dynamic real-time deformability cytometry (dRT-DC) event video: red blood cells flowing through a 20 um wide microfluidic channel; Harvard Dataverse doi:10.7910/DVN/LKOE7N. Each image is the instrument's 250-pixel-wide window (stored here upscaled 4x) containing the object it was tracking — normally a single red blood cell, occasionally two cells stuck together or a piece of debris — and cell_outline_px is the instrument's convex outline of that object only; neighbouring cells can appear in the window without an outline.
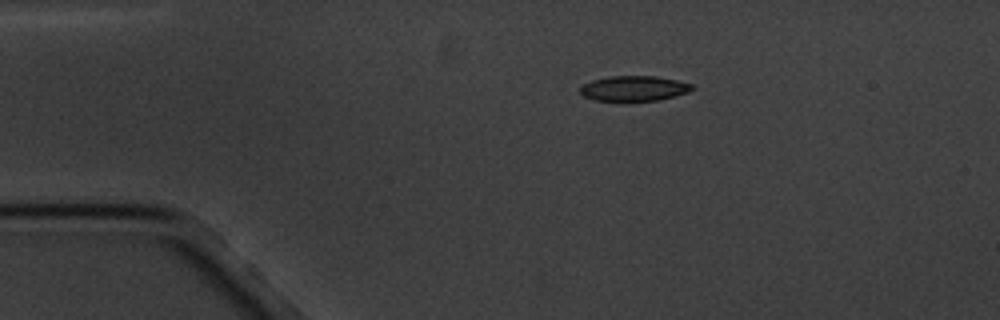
{"species": "common noctule bat (a hibernating species)", "species_latin": "Nyctalus noctula", "temperature_condition": "cold", "stored_images_in_passage": 3, "camera_frame_rate_fps": 3000, "um_per_image_px": 0.085, "animal": {"sex": "male", "body_mass_g": 20.1, "forearm_length_mm": 53.5}, "frame": {"image": 1, "passage_image": 1, "time_ms": 0.0, "image_size_px": [1000, 320], "cell_outline_px": [[692, 88], [688, 92], [676, 96], [656, 100], [596, 100], [584, 96], [580, 92], [580, 88], [584, 84], [592, 80], [608, 76], [656, 76], [676, 80], [692, 84]], "centroid_in_image_um": [53.88, 7.5], "position_along_channel_um": 31.1, "area_um2": 16.13}}
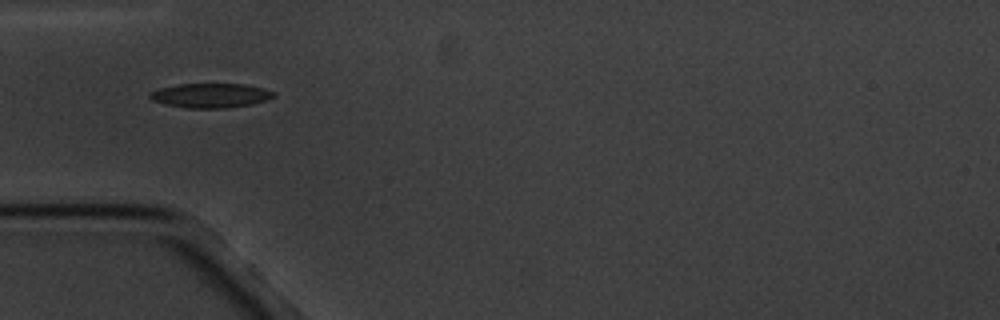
{"frame": {"image": 2, "passage_image": 3, "time_ms": 2.333, "image_size_px": [1000, 320], "cell_outline_px": [[276, 96], [268, 100], [252, 104], [224, 108], [188, 108], [164, 104], [152, 100], [148, 96], [152, 92], [160, 88], [176, 84], [244, 84], [264, 88], [276, 92]], "centroid_in_image_um": [17.94, 8.11], "position_along_channel_um": 67.1, "area_um2": 17.69}}